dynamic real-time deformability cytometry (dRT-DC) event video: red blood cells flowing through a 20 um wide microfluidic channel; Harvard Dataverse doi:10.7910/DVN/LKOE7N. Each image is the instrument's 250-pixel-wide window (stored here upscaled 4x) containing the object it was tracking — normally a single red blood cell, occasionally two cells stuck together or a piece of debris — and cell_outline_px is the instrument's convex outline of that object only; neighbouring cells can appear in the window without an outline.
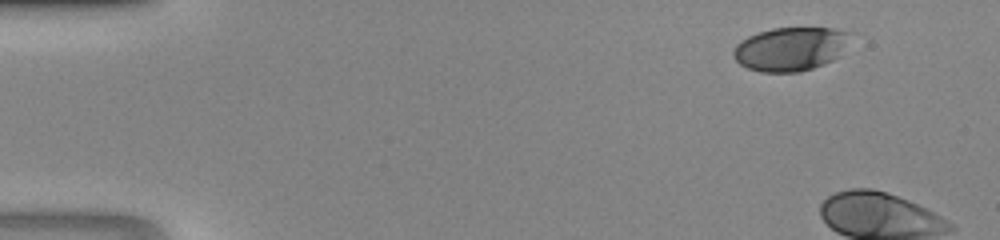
{"species": "human", "species_latin": "Homo sapiens", "temperature_condition": "room temperature", "stored_images_in_passage": 4, "camera_frame_rate_fps": 3000, "um_per_image_px": 0.085, "donor": {"sex": "male"}, "frame": {"image": 1, "passage_image": 1, "time_ms": 0.0, "image_size_px": [1000, 240], "cell_outline_px": [[848, 32], [840, 56], [832, 60], [812, 68], [800, 72], [760, 72], [748, 68], [740, 64], [732, 56], [732, 52], [736, 44], [740, 40], [756, 32], [772, 28], [832, 28]], "centroid_in_image_um": [67.09, 4.16], "position_along_channel_um": 17.9, "area_um2": 29.54}}